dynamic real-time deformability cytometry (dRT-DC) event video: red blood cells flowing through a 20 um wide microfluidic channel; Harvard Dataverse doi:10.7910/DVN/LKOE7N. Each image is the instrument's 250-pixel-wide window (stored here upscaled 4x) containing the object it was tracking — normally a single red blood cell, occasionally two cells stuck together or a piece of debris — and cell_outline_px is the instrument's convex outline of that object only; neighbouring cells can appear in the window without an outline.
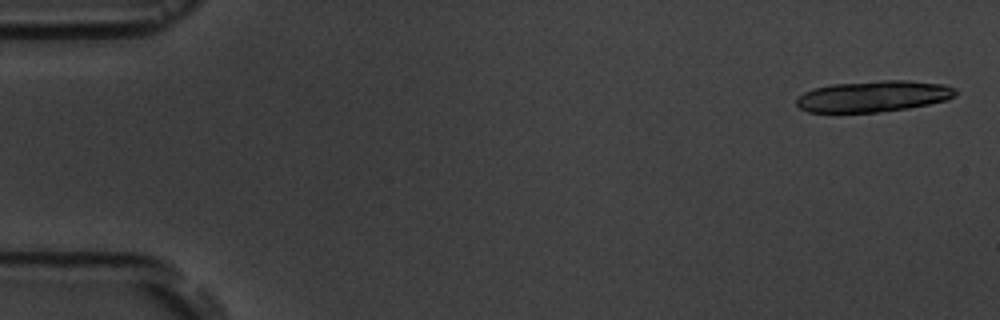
{"species": "common noctule bat (a hibernating species)", "species_latin": "Nyctalus noctula", "temperature_condition": "room temperature", "stored_images_in_passage": 10, "camera_frame_rate_fps": 3000, "um_per_image_px": 0.085, "animal": {"sex": "male", "body_mass_g": 19.5, "forearm_length_mm": 54.6}, "frame": {"image": 1, "passage_image": 1, "time_ms": 0.0, "image_size_px": [1000, 320], "cell_outline_px": [[956, 96], [948, 100], [908, 108], [880, 112], [808, 112], [800, 108], [796, 104], [796, 100], [804, 92], [816, 88], [832, 84], [880, 80], [908, 80], [944, 84], [956, 88]], "centroid_in_image_um": [74.28, 8.18], "position_along_channel_um": 10.7, "area_um2": 28.96}}
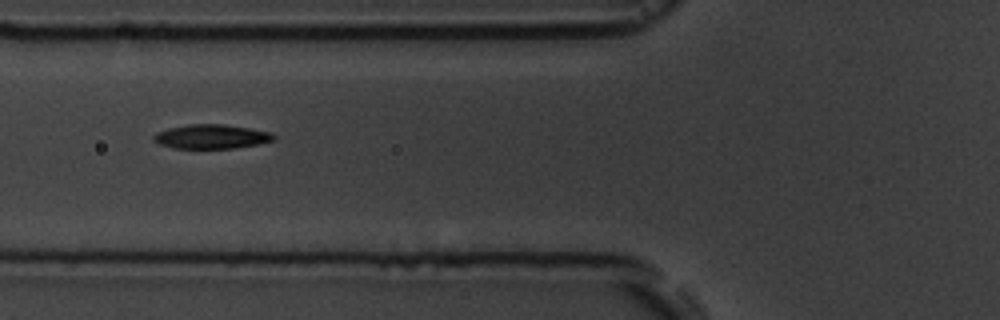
{"frame": {"image": 2, "passage_image": 7, "time_ms": 6.667, "image_size_px": [1000, 320], "cell_outline_px": [[276, 140], [260, 144], [236, 148], [172, 148], [160, 144], [152, 140], [152, 136], [156, 132], [168, 128], [188, 124], [224, 124], [272, 132], [276, 136]], "centroid_in_image_um": [17.98, 11.61], "position_along_channel_um": 107.8, "area_um2": 17.17}}
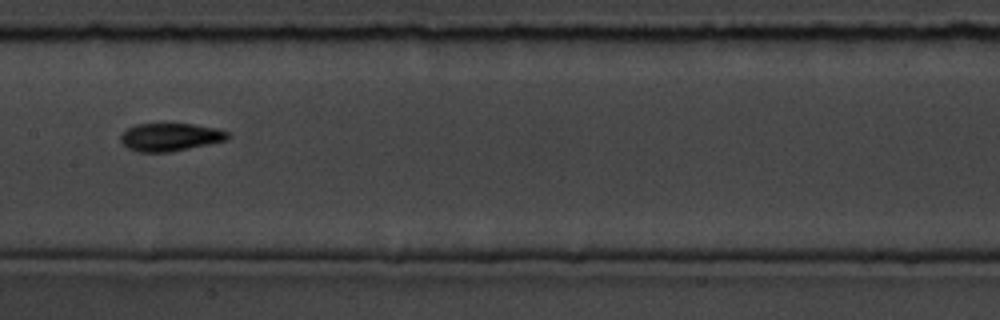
{"frame": {"image": 3, "passage_image": 9, "time_ms": 9.0, "image_size_px": [1000, 320], "cell_outline_px": [[228, 140], [168, 152], [136, 152], [128, 148], [120, 140], [120, 136], [128, 128], [136, 124], [192, 124], [216, 128], [228, 132]], "centroid_in_image_um": [14.45, 11.65], "position_along_channel_um": 192.9, "area_um2": 17.22}}